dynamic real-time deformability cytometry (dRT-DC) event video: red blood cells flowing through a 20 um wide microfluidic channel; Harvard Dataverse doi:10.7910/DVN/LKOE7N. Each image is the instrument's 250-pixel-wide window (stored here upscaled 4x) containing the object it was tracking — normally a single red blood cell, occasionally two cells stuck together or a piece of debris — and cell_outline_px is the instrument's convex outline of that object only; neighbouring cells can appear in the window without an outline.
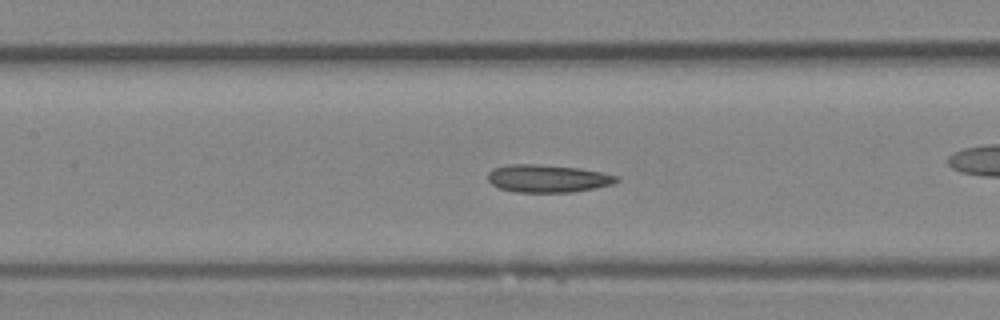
{"species": "Egyptian fruit bat (a non-hibernating species)", "species_latin": "Rousettus aegyptiacus", "temperature_condition": "room temperature", "stored_images_in_passage": 42, "camera_frame_rate_fps": 3000, "um_per_image_px": 0.085, "animal": {"sex": "female"}, "frame": {"image": 1, "passage_image": 19, "time_ms": 6.0, "image_size_px": [1000, 320], "cell_outline_px": [[620, 180], [612, 184], [596, 188], [572, 192], [516, 192], [500, 188], [492, 184], [488, 180], [488, 172], [492, 168], [508, 164], [536, 164], [580, 168], [620, 176]], "centroid_in_image_um": [46.56, 15.17], "position_along_channel_um": 160.8, "area_um2": 20.87}}
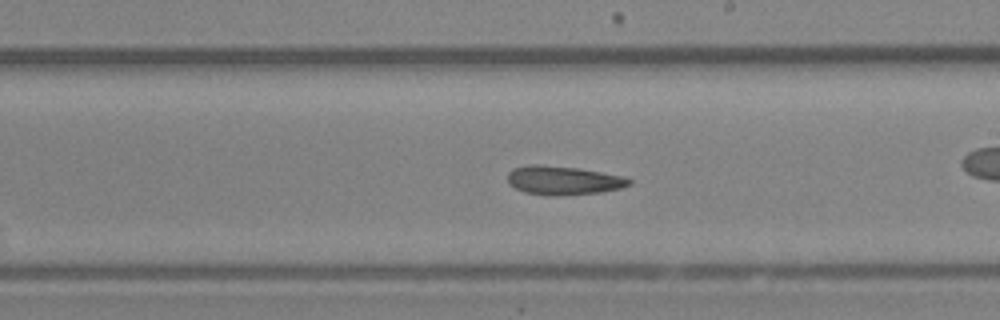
{"frame": {"image": 2, "passage_image": 24, "time_ms": 7.667, "image_size_px": [1000, 320], "cell_outline_px": [[632, 184], [620, 188], [600, 192], [552, 196], [548, 196], [524, 192], [508, 184], [508, 172], [512, 168], [528, 164], [540, 164], [580, 168], [624, 176], [632, 180]], "centroid_in_image_um": [47.86, 15.32], "position_along_channel_um": 241.1, "area_um2": 20.63}}